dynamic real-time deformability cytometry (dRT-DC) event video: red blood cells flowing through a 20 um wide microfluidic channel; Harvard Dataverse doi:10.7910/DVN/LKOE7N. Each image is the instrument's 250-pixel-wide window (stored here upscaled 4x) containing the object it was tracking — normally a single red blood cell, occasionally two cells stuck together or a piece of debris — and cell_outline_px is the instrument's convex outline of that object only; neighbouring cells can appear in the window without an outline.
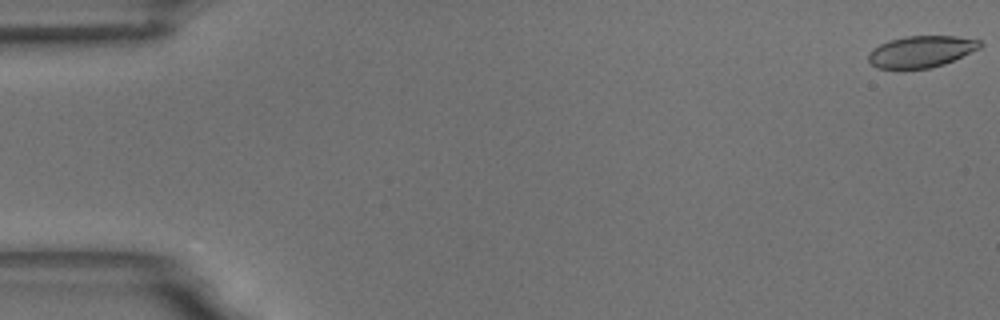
{"species": "common noctule bat (a hibernating species)", "species_latin": "Nyctalus noctula", "temperature_condition": "room temperature", "stored_images_in_passage": 59, "camera_frame_rate_fps": 3000, "um_per_image_px": 0.085, "animal": {"sex": "male", "body_mass_g": 18.8}, "frame": {"image": 1, "passage_image": 1, "time_ms": 0.0, "image_size_px": [1000, 320], "cell_outline_px": [[984, 44], [980, 48], [944, 64], [928, 68], [876, 68], [868, 60], [868, 52], [872, 48], [888, 40], [904, 36], [956, 36], [980, 40]], "centroid_in_image_um": [78.29, 4.37], "position_along_channel_um": 6.7, "area_um2": 20.52}}
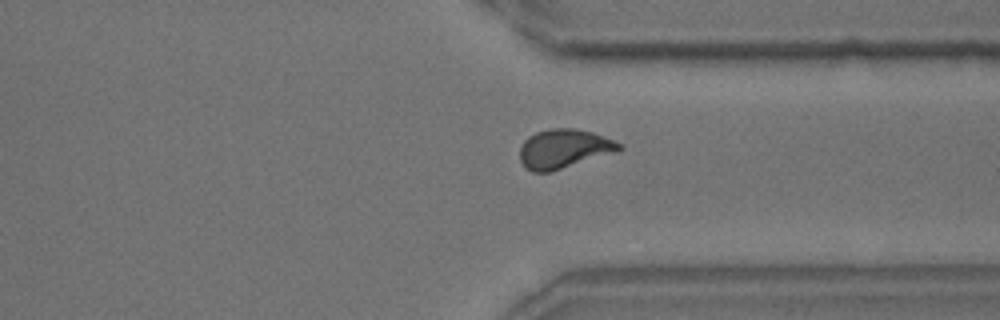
{"frame": {"image": 2, "passage_image": 45, "time_ms": 14.667, "image_size_px": [1000, 320], "cell_outline_px": [[624, 148], [616, 152], [552, 172], [532, 172], [524, 168], [520, 160], [520, 148], [524, 140], [528, 136], [536, 132], [552, 128], [576, 128], [592, 132], [612, 140], [620, 144]], "centroid_in_image_um": [47.9, 12.66], "position_along_channel_um": 363.5, "area_um2": 22.77}}
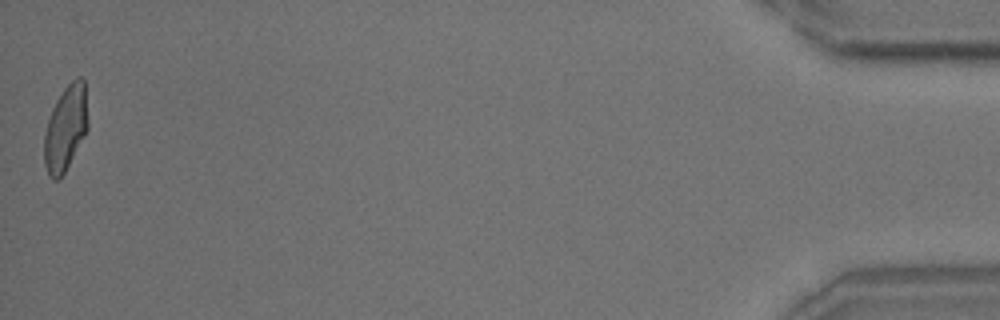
{"frame": {"image": 3, "passage_image": 59, "time_ms": 19.333, "image_size_px": [1000, 320], "cell_outline_px": [[88, 128], [84, 136], [60, 180], [52, 180], [48, 176], [44, 164], [44, 136], [48, 120], [52, 108], [56, 100], [64, 88], [76, 76], [80, 76], [84, 80], [88, 120]], "centroid_in_image_um": [5.57, 10.9], "position_along_channel_um": 429.6, "area_um2": 21.79}, "authors_computed_cell_mechanics": {"area_um2": 21.8484, "velocity_mm_per_s": 3.4292, "shape_relaxation_time_tau1_ms": 5.7088, "shape_relaxation_time_tau2_ms": 1.2025, "deformation_change_tau1": 0.1658, "deformation_change_tau2": 0.0642}}